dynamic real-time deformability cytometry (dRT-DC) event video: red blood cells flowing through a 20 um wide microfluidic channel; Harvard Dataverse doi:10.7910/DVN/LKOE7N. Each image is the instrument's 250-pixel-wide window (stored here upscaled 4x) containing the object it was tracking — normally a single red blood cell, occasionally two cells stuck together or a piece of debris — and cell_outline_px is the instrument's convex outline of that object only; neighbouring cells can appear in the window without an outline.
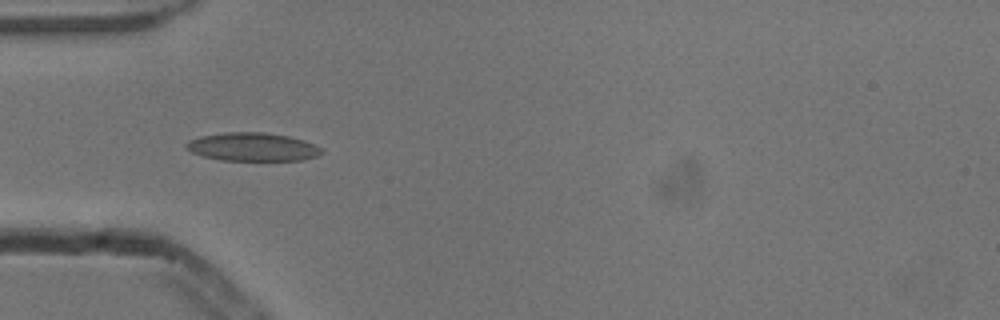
{"species": "common noctule bat (a hibernating species)", "species_latin": "Nyctalus noctula", "temperature_condition": "cold", "stored_images_in_passage": 7, "camera_frame_rate_fps": 3000, "um_per_image_px": 0.085, "animal": {"sex": "male", "body_mass_g": 13.3}, "frame": {"image": 1, "passage_image": 5, "time_ms": 1.333, "image_size_px": [1000, 320], "cell_outline_px": [[324, 152], [320, 156], [304, 160], [220, 160], [204, 156], [192, 152], [184, 148], [184, 144], [188, 140], [200, 136], [224, 132], [264, 132], [288, 136], [304, 140], [324, 148]], "centroid_in_image_um": [21.5, 12.48], "position_along_channel_um": 63.5, "area_um2": 22.66}}
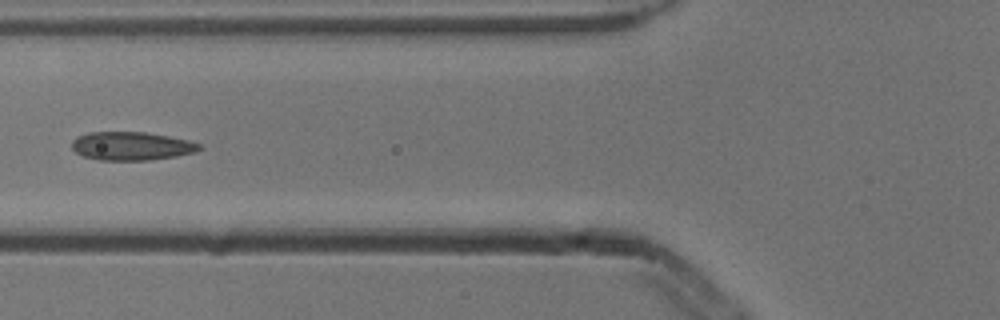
{"frame": {"image": 2, "passage_image": 6, "time_ms": 1.667, "image_size_px": [1000, 320], "cell_outline_px": [[200, 148], [196, 152], [176, 156], [148, 160], [100, 160], [84, 156], [76, 152], [72, 148], [72, 140], [76, 136], [88, 132], [144, 132], [168, 136], [188, 140], [200, 144]], "centroid_in_image_um": [11.15, 12.41], "position_along_channel_um": 114.7, "area_um2": 21.04}}
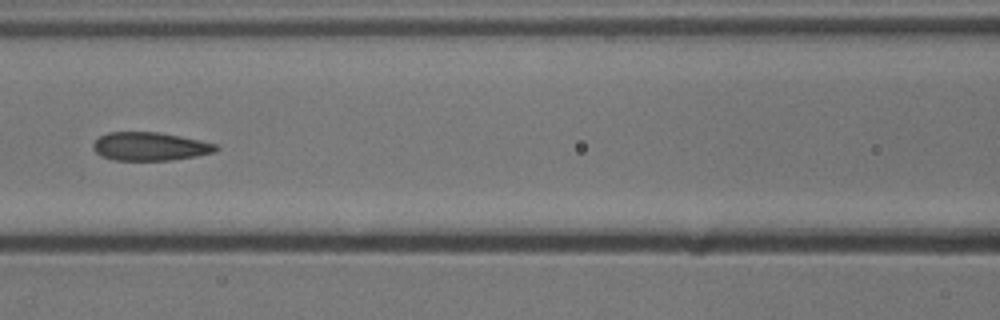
{"frame": {"image": 3, "passage_image": 7, "time_ms": 2.0, "image_size_px": [1000, 320], "cell_outline_px": [[220, 148], [216, 152], [196, 156], [172, 160], [112, 160], [100, 156], [92, 148], [92, 144], [100, 136], [108, 132], [160, 132], [200, 140], [216, 144]], "centroid_in_image_um": [12.75, 12.45], "position_along_channel_um": 153.9, "area_um2": 20.46}}